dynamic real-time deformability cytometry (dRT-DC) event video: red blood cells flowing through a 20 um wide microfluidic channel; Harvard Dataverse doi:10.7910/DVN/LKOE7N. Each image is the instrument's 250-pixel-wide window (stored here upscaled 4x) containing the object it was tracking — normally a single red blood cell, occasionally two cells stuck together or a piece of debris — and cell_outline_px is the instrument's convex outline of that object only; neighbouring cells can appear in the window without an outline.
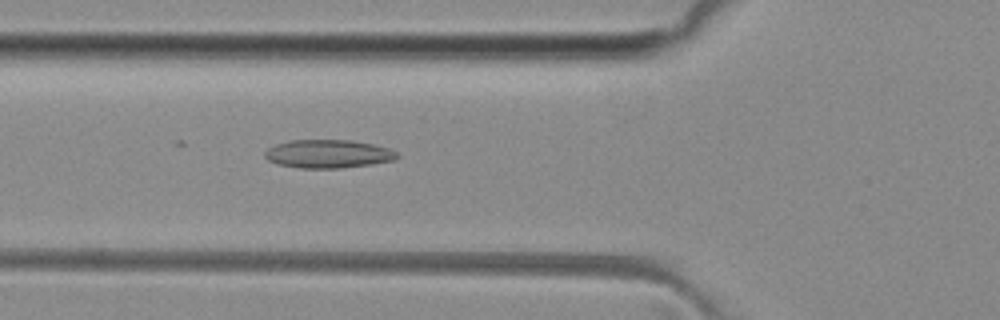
{"species": "common noctule bat (a hibernating species)", "species_latin": "Nyctalus noctula", "temperature_condition": "room temperature", "stored_images_in_passage": 30, "camera_frame_rate_fps": 3000, "um_per_image_px": 0.085, "animal": {"sex": "female", "body_mass_g": 29.2, "forearm_length_mm": 56.3}, "frame": {"image": 1, "passage_image": 4, "time_ms": 1.0, "image_size_px": [1000, 320], "cell_outline_px": [[400, 156], [396, 160], [372, 164], [340, 168], [300, 168], [280, 164], [268, 160], [264, 156], [264, 152], [268, 148], [276, 144], [288, 140], [352, 140], [372, 144], [388, 148], [396, 152]], "centroid_in_image_um": [27.9, 13.07], "position_along_channel_um": 97.9, "area_um2": 21.85}}
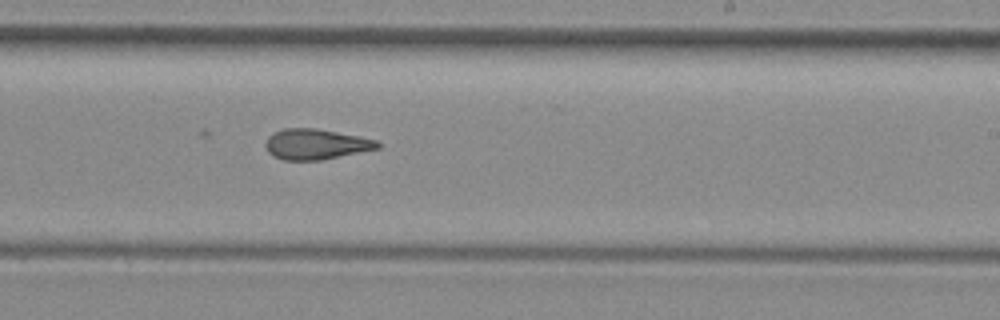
{"frame": {"image": 2, "passage_image": 16, "time_ms": 5.0, "image_size_px": [1000, 320], "cell_outline_px": [[380, 148], [320, 160], [284, 160], [272, 156], [268, 152], [264, 144], [268, 136], [284, 128], [316, 128], [360, 136], [376, 140], [380, 144]], "centroid_in_image_um": [26.83, 12.25], "position_along_channel_um": 262.2, "area_um2": 19.88}}
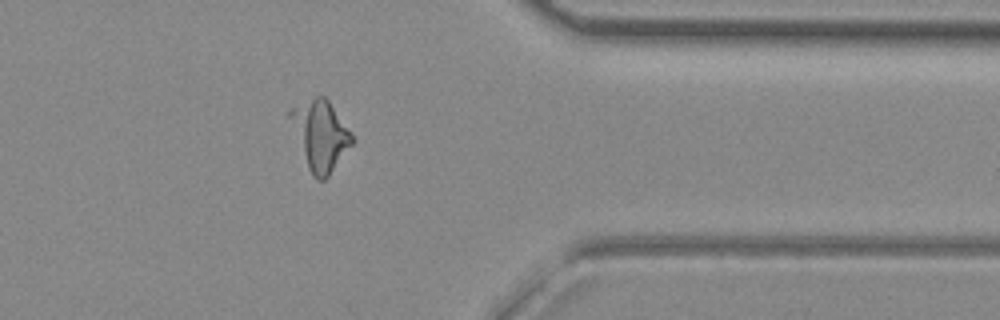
{"frame": {"image": 3, "passage_image": 26, "time_ms": 8.333, "image_size_px": [1000, 320], "cell_outline_px": [[352, 144], [328, 176], [324, 180], [316, 180], [312, 176], [308, 168], [288, 116], [288, 112], [292, 108], [316, 96], [324, 96], [328, 100], [352, 136]], "centroid_in_image_um": [27.2, 11.51], "position_along_channel_um": 384.2, "area_um2": 24.22}, "authors_computed_cell_mechanics": {"area_um2": 20.1433, "velocity_mm_per_s": 4.0967, "shape_relaxation_time_tau1_ms": null, "shape_relaxation_time_tau2_ms": 3.0899, "deformation_change_tau1": null, "deformation_change_tau2": 0.119}}